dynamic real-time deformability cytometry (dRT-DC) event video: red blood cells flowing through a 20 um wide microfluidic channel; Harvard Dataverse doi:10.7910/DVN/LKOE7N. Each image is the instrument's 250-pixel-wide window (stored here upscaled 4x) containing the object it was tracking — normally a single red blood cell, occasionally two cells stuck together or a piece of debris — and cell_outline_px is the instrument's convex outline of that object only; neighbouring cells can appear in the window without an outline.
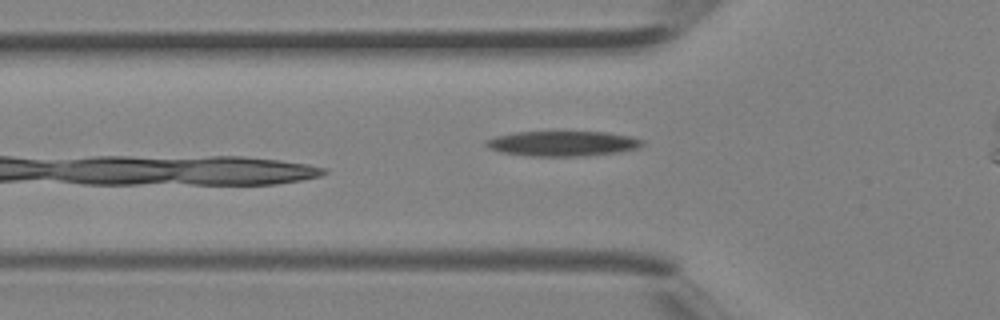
{"species": "Egyptian fruit bat (a non-hibernating species)", "species_latin": "Rousettus aegyptiacus", "temperature_condition": "room temperature", "stored_images_in_passage": 5, "camera_frame_rate_fps": 3000, "um_per_image_px": 0.085, "animal": {"sex": "female"}, "frame": {"image": 1, "passage_image": 4, "time_ms": 1.0, "image_size_px": [1000, 320], "cell_outline_px": [[644, 144], [640, 148], [616, 152], [584, 156], [532, 156], [500, 152], [488, 148], [484, 144], [484, 140], [496, 136], [516, 132], [604, 132], [632, 136], [644, 140]], "centroid_in_image_um": [47.82, 12.2], "position_along_channel_um": 78.0, "area_um2": 22.95}}